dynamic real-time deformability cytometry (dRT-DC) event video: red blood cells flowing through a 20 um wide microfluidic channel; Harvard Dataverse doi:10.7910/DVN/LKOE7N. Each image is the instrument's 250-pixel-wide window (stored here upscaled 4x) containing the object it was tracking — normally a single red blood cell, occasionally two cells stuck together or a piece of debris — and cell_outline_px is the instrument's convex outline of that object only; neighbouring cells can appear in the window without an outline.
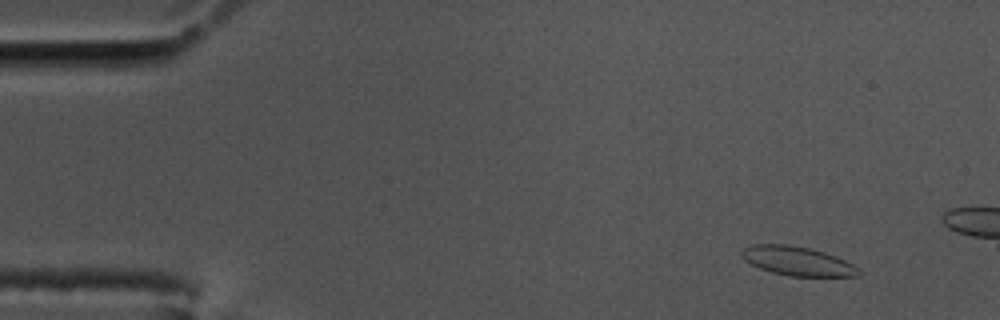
{"species": "common noctule bat (a hibernating species)", "species_latin": "Nyctalus noctula", "temperature_condition": "cold", "stored_images_in_passage": 17, "camera_frame_rate_fps": 3000, "um_per_image_px": 0.085, "animal": {"sex": "male", "body_mass_g": 17.5, "forearm_length_mm": 52.3}, "frame": {"image": 1, "passage_image": 6, "time_ms": 1.667, "image_size_px": [1000, 320], "cell_outline_px": [[860, 276], [788, 276], [772, 272], [760, 268], [744, 260], [740, 256], [740, 252], [744, 248], [756, 244], [788, 244], [812, 248], [836, 256], [860, 268]], "centroid_in_image_um": [67.78, 22.18], "position_along_channel_um": 17.2, "area_um2": 19.88}}